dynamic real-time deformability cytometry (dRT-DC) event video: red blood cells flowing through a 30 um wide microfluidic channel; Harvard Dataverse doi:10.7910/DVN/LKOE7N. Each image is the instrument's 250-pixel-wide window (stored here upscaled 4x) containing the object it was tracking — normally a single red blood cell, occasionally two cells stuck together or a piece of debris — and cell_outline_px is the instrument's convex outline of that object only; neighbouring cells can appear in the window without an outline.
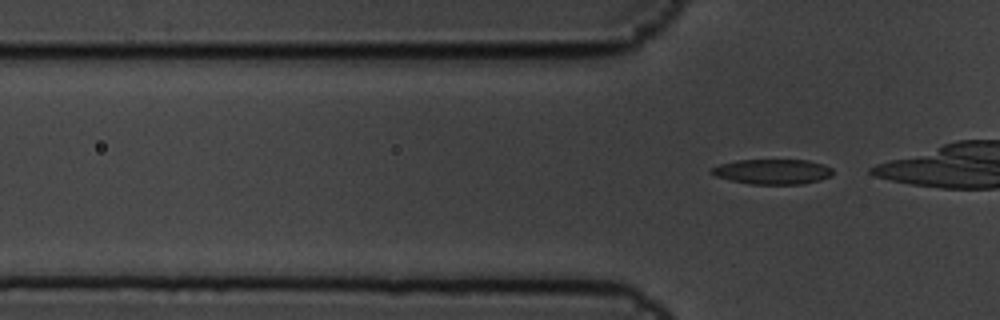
{"species": "common noctule bat (a hibernating species)", "species_latin": "Nyctalus noctula", "temperature_condition": "cold", "stored_images_in_passage": 6, "segment_of_instrument_passage": [2, 2], "camera_frame_rate_fps": 3000, "um_per_image_px": 0.085, "animal": {"sex": "male", "body_mass_g": 19.5, "forearm_length_mm": 54.6}, "frame": {"image": 1, "passage_image": 6, "time_ms": 1.667, "image_size_px": [1000, 320], "cell_outline_px": [[832, 176], [820, 180], [800, 184], [752, 184], [732, 180], [716, 176], [708, 172], [708, 168], [720, 164], [736, 160], [808, 160], [824, 164], [832, 168]], "centroid_in_image_um": [65.65, 14.58], "position_along_channel_um": 60.2, "area_um2": 17.8}}